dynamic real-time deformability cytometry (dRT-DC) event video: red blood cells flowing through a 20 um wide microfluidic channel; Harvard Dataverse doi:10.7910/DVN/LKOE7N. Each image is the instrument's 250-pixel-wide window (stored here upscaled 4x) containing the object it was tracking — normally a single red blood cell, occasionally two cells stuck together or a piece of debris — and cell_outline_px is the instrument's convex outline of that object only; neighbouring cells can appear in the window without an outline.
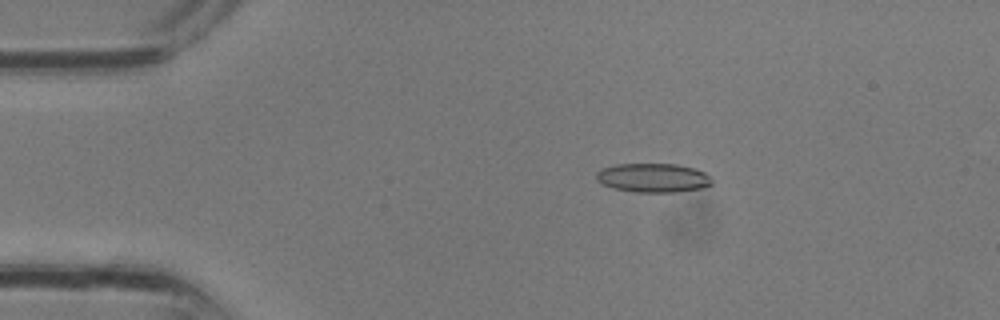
{"species": "common noctule bat (a hibernating species)", "species_latin": "Nyctalus noctula", "temperature_condition": "room temperature", "stored_images_in_passage": 32, "camera_frame_rate_fps": 3000, "um_per_image_px": 0.085, "animal": {"sex": "male", "body_mass_g": 13.3}, "frame": {"image": 1, "passage_image": 6, "time_ms": 1.667, "image_size_px": [1000, 320], "cell_outline_px": [[712, 184], [704, 188], [676, 192], [636, 192], [612, 188], [600, 184], [596, 180], [596, 172], [600, 168], [616, 164], [676, 164], [696, 168], [704, 172], [712, 180]], "centroid_in_image_um": [55.48, 15.11], "position_along_channel_um": 29.5, "area_um2": 19.83}}
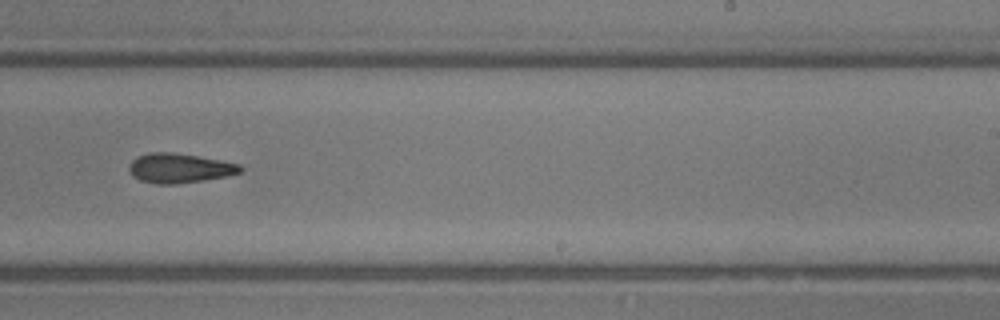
{"frame": {"image": 2, "passage_image": 20, "time_ms": 6.333, "image_size_px": [1000, 320], "cell_outline_px": [[244, 168], [240, 172], [228, 176], [204, 180], [176, 184], [156, 184], [140, 180], [132, 176], [128, 168], [128, 164], [136, 156], [148, 152], [172, 152], [220, 160], [240, 164]], "centroid_in_image_um": [15.22, 14.29], "position_along_channel_um": 273.8, "area_um2": 19.31}}
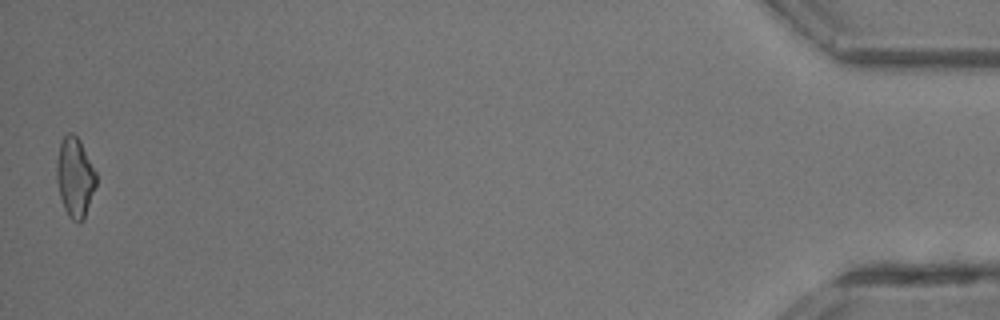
{"frame": {"image": 3, "passage_image": 32, "time_ms": 10.333, "image_size_px": [1000, 320], "cell_outline_px": [[96, 184], [84, 220], [80, 224], [72, 220], [68, 216], [64, 208], [60, 196], [56, 180], [56, 160], [60, 140], [68, 132], [72, 132], [80, 140], [96, 172]], "centroid_in_image_um": [6.35, 15.07], "position_along_channel_um": 428.8, "area_um2": 18.55}}